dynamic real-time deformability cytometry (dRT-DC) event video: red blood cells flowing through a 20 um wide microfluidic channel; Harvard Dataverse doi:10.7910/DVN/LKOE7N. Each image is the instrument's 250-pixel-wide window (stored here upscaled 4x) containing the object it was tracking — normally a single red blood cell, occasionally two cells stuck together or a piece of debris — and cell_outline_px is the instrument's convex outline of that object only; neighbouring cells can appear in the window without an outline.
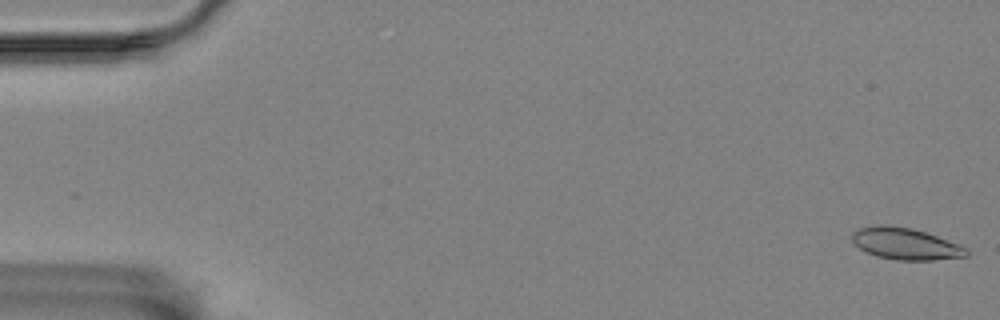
{"species": "Egyptian fruit bat (a non-hibernating species)", "species_latin": "Rousettus aegyptiacus", "temperature_condition": "room temperature", "stored_images_in_passage": 58, "camera_frame_rate_fps": 3000, "um_per_image_px": 0.085, "animal": {"sex": "female"}, "frame": {"image": 1, "passage_image": 1, "time_ms": 0.0, "image_size_px": [1000, 320], "cell_outline_px": [[968, 256], [932, 260], [896, 260], [876, 256], [860, 248], [852, 240], [852, 232], [860, 228], [880, 224], [884, 224], [912, 228], [936, 236], [968, 248]], "centroid_in_image_um": [76.96, 20.72], "position_along_channel_um": 8.0, "area_um2": 20.92}}
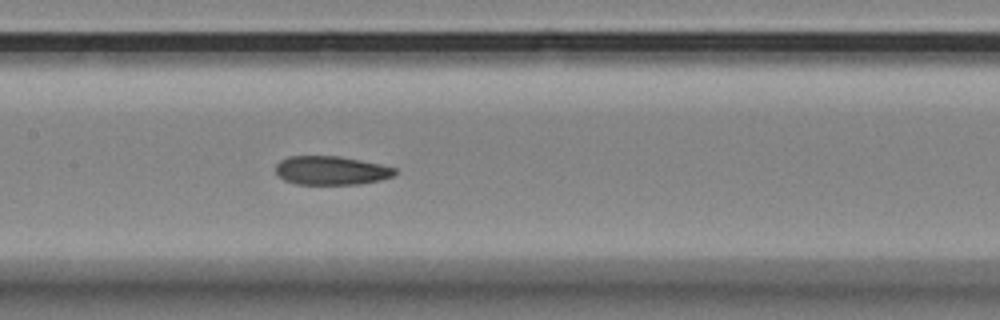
{"frame": {"image": 2, "passage_image": 28, "time_ms": 9.0, "image_size_px": [1000, 320], "cell_outline_px": [[400, 172], [392, 176], [380, 180], [360, 184], [296, 184], [284, 180], [276, 172], [276, 164], [280, 160], [288, 156], [340, 156], [380, 164], [396, 168]], "centroid_in_image_um": [28.17, 14.49], "position_along_channel_um": 179.2, "area_um2": 20.06}}
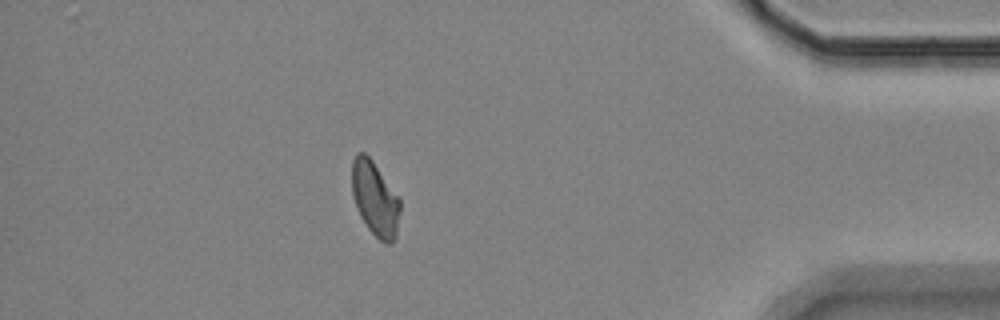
{"frame": {"image": 3, "passage_image": 51, "time_ms": 16.667, "image_size_px": [1000, 320], "cell_outline_px": [[400, 212], [396, 236], [392, 244], [384, 244], [368, 228], [360, 216], [352, 192], [352, 160], [356, 152], [364, 152], [372, 160], [400, 200]], "centroid_in_image_um": [31.87, 16.9], "position_along_channel_um": 403.3, "area_um2": 20.69}, "authors_computed_cell_mechanics": {"area_um2": 20.8658, "velocity_mm_per_s": 3.4477, "shape_relaxation_time_tau1_ms": null, "shape_relaxation_time_tau2_ms": 5.1101, "deformation_change_tau1": null, "deformation_change_tau2": 0.1079}}